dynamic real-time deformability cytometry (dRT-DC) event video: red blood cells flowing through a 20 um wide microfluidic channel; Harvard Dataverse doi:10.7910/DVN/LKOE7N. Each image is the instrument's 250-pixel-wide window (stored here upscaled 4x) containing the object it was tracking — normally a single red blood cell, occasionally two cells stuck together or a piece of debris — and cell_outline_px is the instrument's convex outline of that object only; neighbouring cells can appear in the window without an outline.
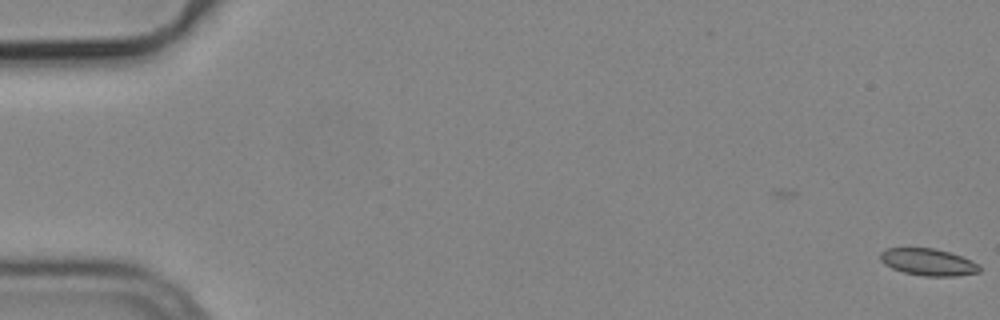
{"species": "common noctule bat (a hibernating species)", "species_latin": "Nyctalus noctula", "temperature_condition": "cold", "stored_images_in_passage": 39, "camera_frame_rate_fps": 3000, "um_per_image_px": 0.085, "animal": {"sex": "male", "body_mass_g": 19.2, "forearm_length_mm": 51.8}, "frame": {"image": 1, "passage_image": 1, "time_ms": 0.0, "image_size_px": [1000, 320], "cell_outline_px": [[980, 272], [956, 276], [924, 276], [904, 272], [892, 268], [884, 264], [880, 260], [880, 252], [884, 248], [932, 248], [948, 252], [972, 260], [980, 264]], "centroid_in_image_um": [78.89, 22.28], "position_along_channel_um": 6.1, "area_um2": 15.61}}
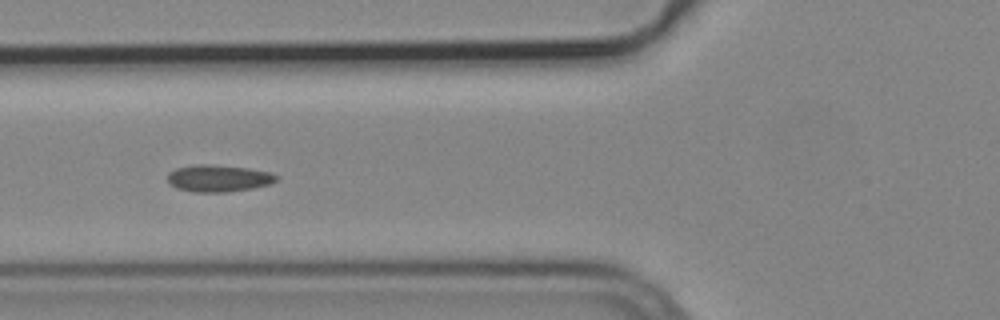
{"frame": {"image": 2, "passage_image": 22, "time_ms": 7.0, "image_size_px": [1000, 320], "cell_outline_px": [[276, 180], [272, 184], [252, 188], [228, 192], [192, 192], [176, 188], [168, 184], [168, 172], [176, 168], [192, 164], [212, 164], [248, 168], [272, 172], [276, 176]], "centroid_in_image_um": [18.54, 15.15], "position_along_channel_um": 107.3, "area_um2": 17.34}}
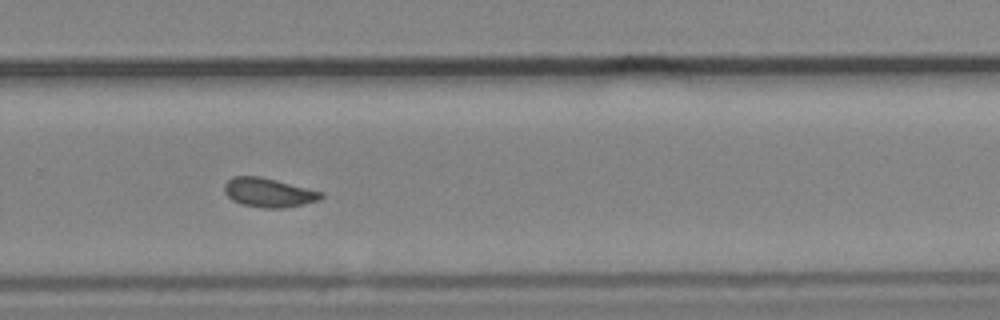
{"frame": {"image": 3, "passage_image": 38, "time_ms": 12.333, "image_size_px": [1000, 320], "cell_outline_px": [[324, 196], [320, 200], [304, 204], [284, 208], [264, 208], [240, 204], [232, 200], [224, 192], [224, 184], [232, 176], [260, 176], [324, 192]], "centroid_in_image_um": [22.84, 16.37], "position_along_channel_um": 307.0, "area_um2": 16.53}}